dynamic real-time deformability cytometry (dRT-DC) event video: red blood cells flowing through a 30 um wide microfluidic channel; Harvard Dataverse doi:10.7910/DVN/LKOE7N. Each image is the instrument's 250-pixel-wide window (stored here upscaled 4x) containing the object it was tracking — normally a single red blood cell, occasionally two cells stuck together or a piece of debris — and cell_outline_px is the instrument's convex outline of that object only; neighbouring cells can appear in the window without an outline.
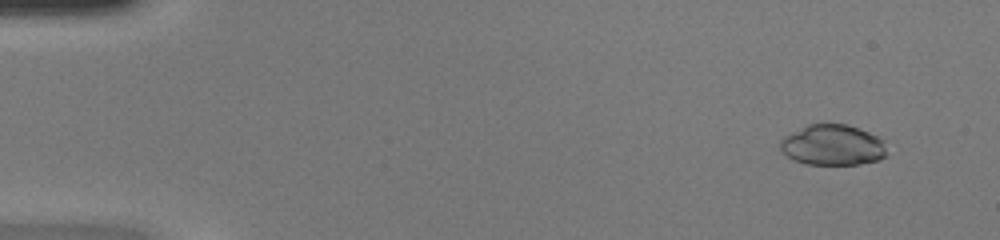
{"species": "common noctule bat (a hibernating species)", "species_latin": "Nyctalus noctula", "temperature_condition": "warm", "stored_images_in_passage": 49, "camera_frame_rate_fps": 3000, "um_per_image_px": 0.085, "animal": {"sex": "female", "body_mass_g": 20.0, "forearm_length_mm": 54.0}, "frame": {"image": 1, "passage_image": 4, "time_ms": 1.0, "image_size_px": [1000, 240], "cell_outline_px": [[884, 156], [880, 160], [860, 164], [804, 164], [792, 160], [780, 148], [780, 140], [784, 136], [808, 124], [848, 124], [868, 132], [884, 140]], "centroid_in_image_um": [70.75, 12.33], "position_along_channel_um": 14.2, "area_um2": 25.14}}
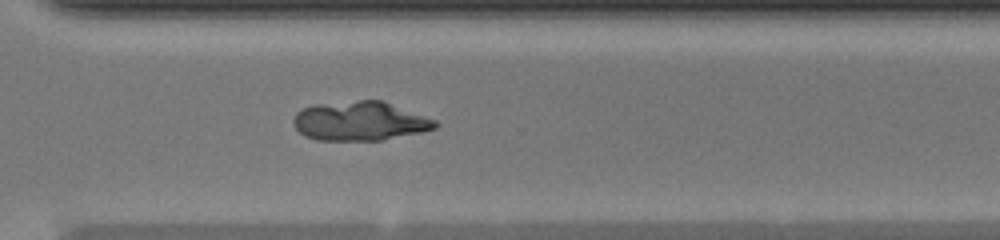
{"frame": {"image": 2, "passage_image": 36, "time_ms": 11.667, "image_size_px": [1000, 240], "cell_outline_px": [[440, 124], [436, 128], [420, 132], [380, 140], [316, 140], [304, 136], [292, 124], [292, 120], [296, 112], [300, 108], [316, 104], [360, 100], [380, 100], [436, 120]], "centroid_in_image_um": [30.54, 10.29], "position_along_channel_um": 340.1, "area_um2": 32.25}}
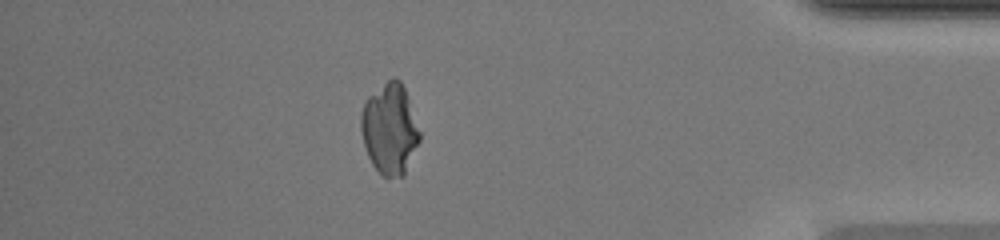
{"frame": {"image": 3, "passage_image": 43, "time_ms": 14.0, "image_size_px": [1000, 240], "cell_outline_px": [[420, 140], [404, 176], [388, 180], [372, 164], [368, 156], [364, 144], [360, 128], [360, 116], [364, 104], [368, 96], [392, 76], [396, 76], [400, 80], [404, 88], [420, 132]], "centroid_in_image_um": [33.12, 10.98], "position_along_channel_um": 402.1, "area_um2": 31.04}}